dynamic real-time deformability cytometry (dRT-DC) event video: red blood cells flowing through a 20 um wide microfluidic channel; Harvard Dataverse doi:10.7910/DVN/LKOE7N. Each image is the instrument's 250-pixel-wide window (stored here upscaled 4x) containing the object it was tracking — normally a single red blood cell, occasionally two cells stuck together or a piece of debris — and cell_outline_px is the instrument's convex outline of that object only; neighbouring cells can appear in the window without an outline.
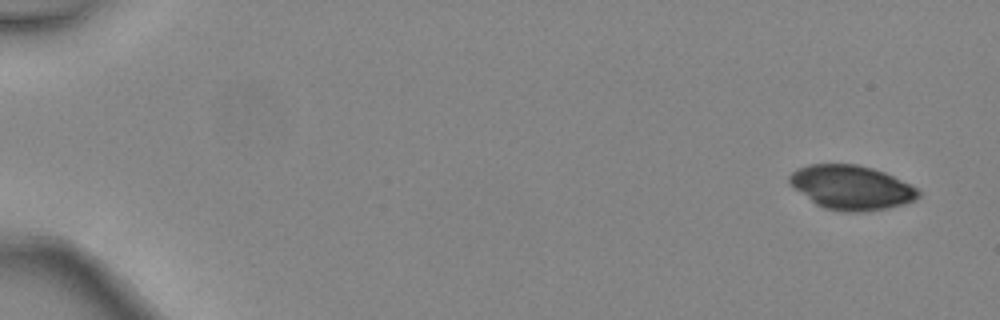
{"species": "common noctule bat (a hibernating species)", "species_latin": "Nyctalus noctula", "temperature_condition": "warm", "stored_images_in_passage": 5, "camera_frame_rate_fps": 3000, "um_per_image_px": 0.085, "animal": {"sex": "female", "body_mass_g": 24.6, "forearm_length_mm": 56.2}, "frame": {"image": 1, "passage_image": 1, "time_ms": 0.0, "image_size_px": [1000, 320], "cell_outline_px": [[920, 196], [916, 200], [904, 204], [888, 208], [860, 212], [844, 212], [824, 208], [816, 204], [796, 188], [788, 180], [788, 176], [796, 168], [808, 164], [856, 164], [872, 168], [884, 172], [916, 188], [920, 192]], "centroid_in_image_um": [72.37, 15.93], "position_along_channel_um": 12.6, "area_um2": 33.0}}